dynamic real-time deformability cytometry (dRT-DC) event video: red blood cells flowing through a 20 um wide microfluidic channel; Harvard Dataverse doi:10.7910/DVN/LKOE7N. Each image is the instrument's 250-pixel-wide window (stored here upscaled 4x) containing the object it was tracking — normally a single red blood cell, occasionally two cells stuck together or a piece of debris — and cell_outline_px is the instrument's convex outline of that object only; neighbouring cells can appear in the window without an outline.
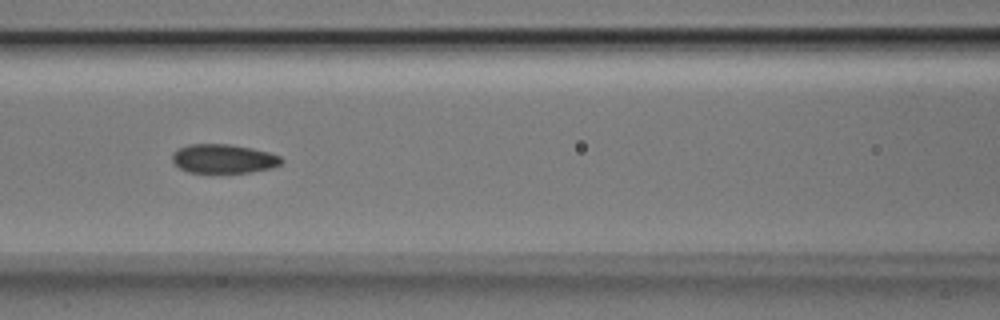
{"species": "Egyptian fruit bat (a non-hibernating species)", "species_latin": "Rousettus aegyptiacus", "temperature_condition": "room temperature", "stored_images_in_passage": 38, "camera_frame_rate_fps": 3000, "um_per_image_px": 0.085, "animal": {"sex": "male"}, "frame": {"image": 1, "passage_image": 16, "time_ms": 5.0, "image_size_px": [1000, 320], "cell_outline_px": [[284, 160], [280, 164], [272, 168], [248, 172], [188, 172], [180, 168], [172, 160], [172, 152], [176, 148], [188, 144], [228, 144], [252, 148], [268, 152], [280, 156]], "centroid_in_image_um": [18.97, 13.48], "position_along_channel_um": 147.6, "area_um2": 18.44}}
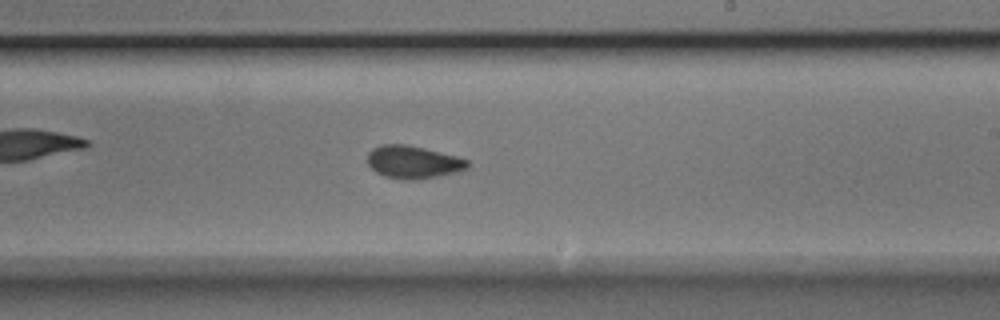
{"frame": {"image": 2, "passage_image": 24, "time_ms": 7.667, "image_size_px": [1000, 320], "cell_outline_px": [[468, 168], [460, 172], [416, 180], [408, 180], [384, 176], [376, 172], [368, 164], [368, 152], [372, 148], [380, 144], [408, 144], [456, 156], [468, 160]], "centroid_in_image_um": [35.12, 13.77], "position_along_channel_um": 253.9, "area_um2": 19.19}}
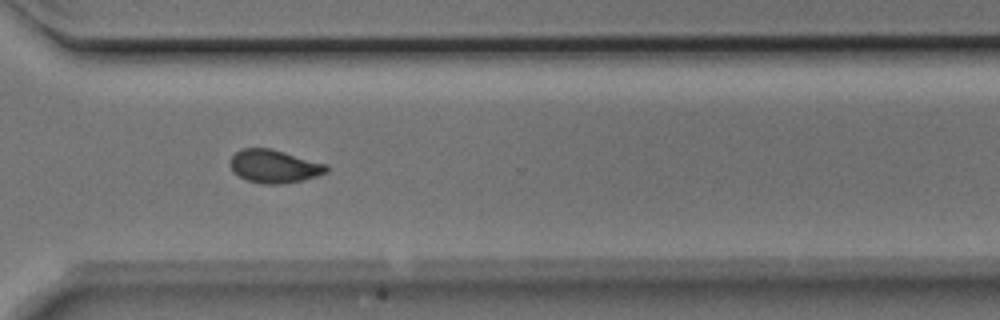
{"frame": {"image": 3, "passage_image": 31, "time_ms": 10.0, "image_size_px": [1000, 320], "cell_outline_px": [[328, 172], [316, 176], [300, 180], [280, 184], [264, 184], [248, 180], [236, 176], [232, 172], [228, 164], [232, 156], [240, 148], [268, 148], [328, 164]], "centroid_in_image_um": [23.26, 14.13], "position_along_channel_um": 347.3, "area_um2": 18.61}, "authors_computed_cell_mechanics": {"area_um2": 18.7561, "velocity_mm_per_s": 4.0065, "shape_relaxation_time_tau1_ms": 4.5436, "shape_relaxation_time_tau2_ms": 1.3629, "deformation_change_tau1": 0.1105, "deformation_change_tau2": 0.0496}}